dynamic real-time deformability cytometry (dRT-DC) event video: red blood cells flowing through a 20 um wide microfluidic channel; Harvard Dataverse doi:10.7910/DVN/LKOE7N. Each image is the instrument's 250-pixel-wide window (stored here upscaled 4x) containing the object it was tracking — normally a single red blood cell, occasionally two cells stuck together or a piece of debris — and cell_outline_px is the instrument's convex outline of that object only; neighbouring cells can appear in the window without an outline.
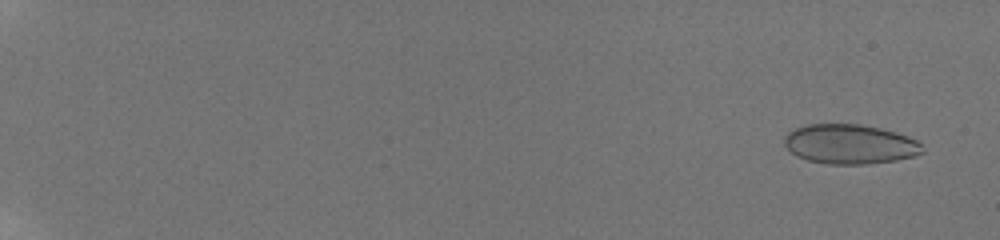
{"species": "human", "species_latin": "Homo sapiens", "temperature_condition": "room temperature", "stored_images_in_passage": 58, "camera_frame_rate_fps": 3000, "um_per_image_px": 0.085, "donor": {"sex": "male"}, "frame": {"image": 1, "passage_image": 4, "time_ms": 1.0, "image_size_px": [1000, 240], "cell_outline_px": [[924, 152], [916, 156], [896, 160], [868, 164], [828, 164], [808, 160], [792, 152], [784, 144], [784, 136], [788, 132], [796, 128], [808, 124], [860, 124], [880, 128], [896, 132], [908, 136], [916, 140], [920, 144]], "centroid_in_image_um": [72.26, 12.25], "position_along_channel_um": 12.7, "area_um2": 31.79}}
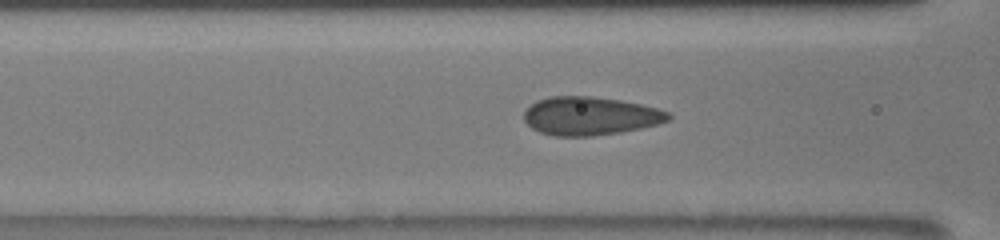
{"frame": {"image": 2, "passage_image": 46, "time_ms": 9.333, "image_size_px": [1000, 240], "cell_outline_px": [[672, 116], [668, 120], [656, 124], [640, 128], [620, 132], [592, 136], [552, 136], [540, 132], [532, 128], [524, 120], [524, 112], [536, 100], [548, 96], [592, 96], [620, 100], [640, 104], [656, 108], [668, 112]], "centroid_in_image_um": [50.13, 9.85], "position_along_channel_um": 116.5, "area_um2": 32.19}}
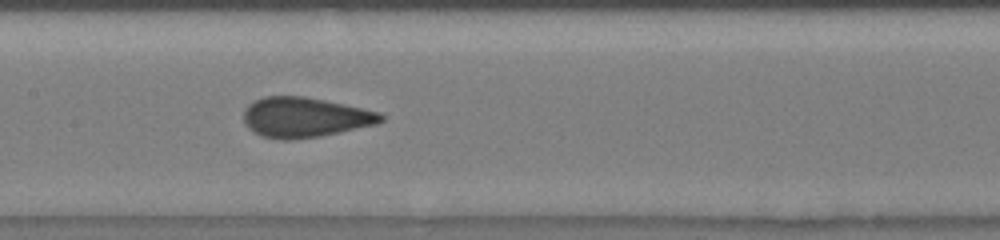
{"frame": {"image": 3, "passage_image": 57, "time_ms": 11.0, "image_size_px": [1000, 240], "cell_outline_px": [[388, 116], [384, 120], [376, 124], [320, 136], [292, 140], [280, 140], [260, 136], [252, 132], [244, 124], [244, 108], [248, 104], [264, 96], [304, 96], [344, 104], [380, 112]], "centroid_in_image_um": [25.89, 9.98], "position_along_channel_um": 181.5, "area_um2": 32.25}}